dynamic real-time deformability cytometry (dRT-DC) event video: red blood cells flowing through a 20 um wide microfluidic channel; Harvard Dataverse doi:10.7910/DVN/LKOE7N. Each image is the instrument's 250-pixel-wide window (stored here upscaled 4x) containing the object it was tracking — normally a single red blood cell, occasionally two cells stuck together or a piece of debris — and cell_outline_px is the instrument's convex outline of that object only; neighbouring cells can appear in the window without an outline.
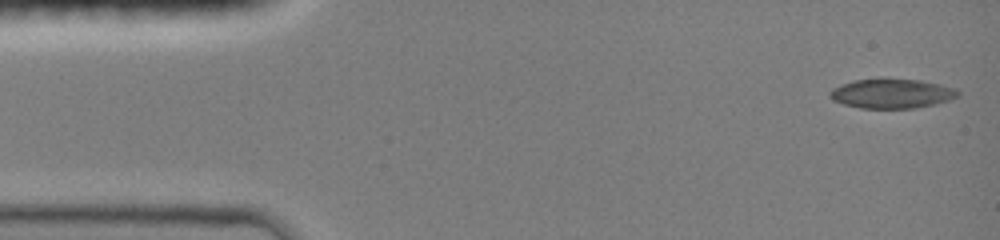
{"species": "common noctule bat (a hibernating species)", "species_latin": "Nyctalus noctula", "temperature_condition": "room temperature", "stored_images_in_passage": 46, "camera_frame_rate_fps": 3000, "um_per_image_px": 0.085, "animal": {"sex": "female", "body_mass_g": 19.0, "forearm_length_mm": 51.5}, "frame": {"image": 1, "passage_image": 1, "time_ms": 0.0, "image_size_px": [1000, 240], "cell_outline_px": [[960, 96], [948, 100], [916, 108], [860, 108], [844, 104], [832, 100], [828, 96], [828, 92], [832, 88], [840, 84], [852, 80], [920, 80], [940, 84], [956, 88], [960, 92]], "centroid_in_image_um": [75.78, 7.96], "position_along_channel_um": 9.2, "area_um2": 21.79}}
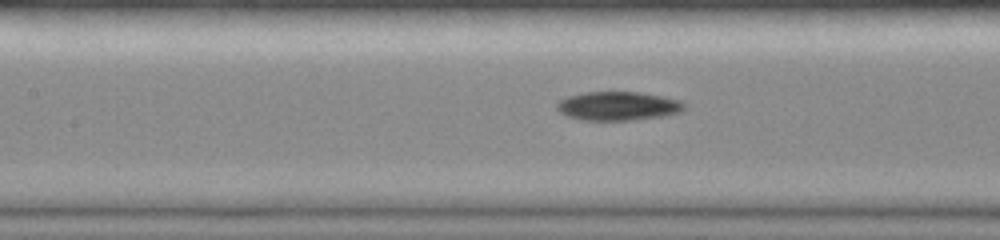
{"frame": {"image": 2, "passage_image": 20, "time_ms": 6.333, "image_size_px": [1000, 240], "cell_outline_px": [[688, 104], [680, 112], [664, 116], [632, 120], [584, 120], [568, 116], [560, 112], [556, 108], [556, 104], [560, 100], [568, 96], [584, 92], [640, 92], [680, 100]], "centroid_in_image_um": [52.55, 9.01], "position_along_channel_um": 154.9, "area_um2": 21.39}}
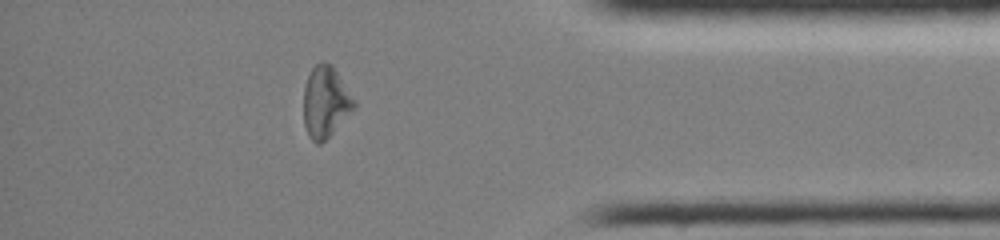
{"frame": {"image": 3, "passage_image": 40, "time_ms": 13.0, "image_size_px": [1000, 240], "cell_outline_px": [[356, 108], [320, 144], [316, 144], [308, 136], [304, 124], [304, 88], [308, 76], [312, 68], [320, 60], [324, 60], [332, 64], [356, 100]], "centroid_in_image_um": [27.68, 8.63], "position_along_channel_um": 407.5, "area_um2": 21.1}}